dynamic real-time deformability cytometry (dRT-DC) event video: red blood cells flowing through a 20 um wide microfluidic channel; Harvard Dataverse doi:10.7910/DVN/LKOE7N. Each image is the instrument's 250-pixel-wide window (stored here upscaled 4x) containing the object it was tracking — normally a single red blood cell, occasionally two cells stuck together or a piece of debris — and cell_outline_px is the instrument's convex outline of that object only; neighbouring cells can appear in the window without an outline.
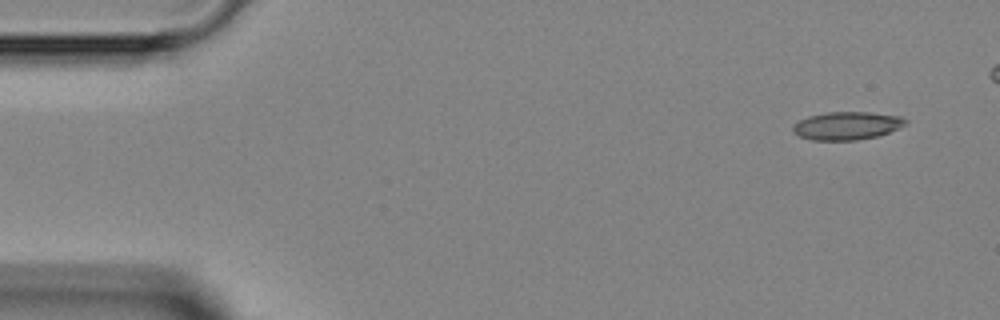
{"species": "Egyptian fruit bat (a non-hibernating species)", "species_latin": "Rousettus aegyptiacus", "temperature_condition": "room temperature", "stored_images_in_passage": 5, "camera_frame_rate_fps": 3000, "um_per_image_px": 0.085, "animal": {"sex": "female"}, "frame": {"image": 1, "passage_image": 1, "time_ms": 0.0, "image_size_px": [1000, 320], "cell_outline_px": [[908, 124], [888, 132], [876, 136], [856, 140], [812, 140], [800, 136], [792, 132], [792, 124], [808, 116], [824, 112], [872, 112], [900, 116], [908, 120]], "centroid_in_image_um": [71.97, 10.67], "position_along_channel_um": 13.0, "area_um2": 18.5}}